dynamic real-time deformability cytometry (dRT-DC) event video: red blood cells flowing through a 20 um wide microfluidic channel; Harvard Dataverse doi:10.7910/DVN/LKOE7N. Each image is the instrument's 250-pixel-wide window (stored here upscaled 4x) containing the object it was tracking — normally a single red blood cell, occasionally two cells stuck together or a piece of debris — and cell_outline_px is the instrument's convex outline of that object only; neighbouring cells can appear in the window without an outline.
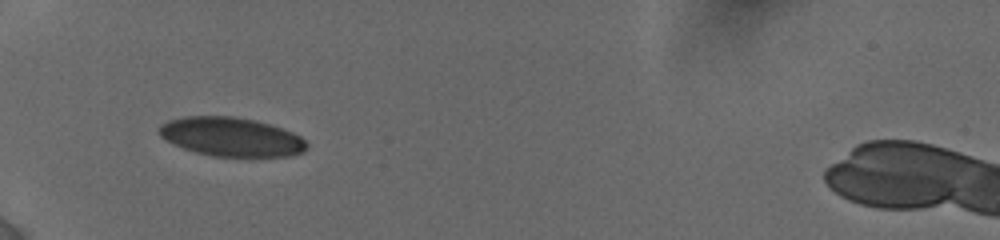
{"species": "human", "species_latin": "Homo sapiens", "temperature_condition": "cold", "stored_images_in_passage": 2, "camera_frame_rate_fps": 3000, "um_per_image_px": 0.085, "donor": {"sex": "female"}, "frame": {"image": 1, "passage_image": 1, "time_ms": 0.0, "image_size_px": [1000, 240], "cell_outline_px": [[308, 148], [304, 152], [288, 156], [212, 156], [196, 152], [184, 148], [160, 136], [160, 124], [168, 120], [184, 116], [232, 116], [256, 120], [292, 132], [300, 136], [308, 144]], "centroid_in_image_um": [19.68, 11.63], "position_along_channel_um": 65.3, "area_um2": 33.23}}